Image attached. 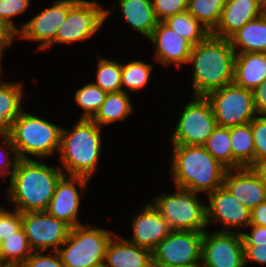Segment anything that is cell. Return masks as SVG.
<instances>
[{"label":"cell","instance_id":"8992f818","mask_svg":"<svg viewBox=\"0 0 266 267\" xmlns=\"http://www.w3.org/2000/svg\"><path fill=\"white\" fill-rule=\"evenodd\" d=\"M174 190L154 195L150 200L167 221L171 230L205 232L206 199L195 192L174 187Z\"/></svg>","mask_w":266,"mask_h":267},{"label":"cell","instance_id":"f907efd6","mask_svg":"<svg viewBox=\"0 0 266 267\" xmlns=\"http://www.w3.org/2000/svg\"><path fill=\"white\" fill-rule=\"evenodd\" d=\"M0 267H2V255H1V246H0Z\"/></svg>","mask_w":266,"mask_h":267},{"label":"cell","instance_id":"9c48e42d","mask_svg":"<svg viewBox=\"0 0 266 267\" xmlns=\"http://www.w3.org/2000/svg\"><path fill=\"white\" fill-rule=\"evenodd\" d=\"M179 111L171 145H204L218 126L210 101L205 96H192Z\"/></svg>","mask_w":266,"mask_h":267},{"label":"cell","instance_id":"ac0fdd59","mask_svg":"<svg viewBox=\"0 0 266 267\" xmlns=\"http://www.w3.org/2000/svg\"><path fill=\"white\" fill-rule=\"evenodd\" d=\"M153 45L154 55L152 56L155 64H162L163 67H175L176 70L187 66L193 45L184 37L178 35L168 28L162 21L147 39Z\"/></svg>","mask_w":266,"mask_h":267},{"label":"cell","instance_id":"8d00e7d4","mask_svg":"<svg viewBox=\"0 0 266 267\" xmlns=\"http://www.w3.org/2000/svg\"><path fill=\"white\" fill-rule=\"evenodd\" d=\"M22 228V213L0 205V243Z\"/></svg>","mask_w":266,"mask_h":267},{"label":"cell","instance_id":"d6a6232c","mask_svg":"<svg viewBox=\"0 0 266 267\" xmlns=\"http://www.w3.org/2000/svg\"><path fill=\"white\" fill-rule=\"evenodd\" d=\"M226 0H189L188 11L210 33L218 26Z\"/></svg>","mask_w":266,"mask_h":267},{"label":"cell","instance_id":"9a60e30c","mask_svg":"<svg viewBox=\"0 0 266 267\" xmlns=\"http://www.w3.org/2000/svg\"><path fill=\"white\" fill-rule=\"evenodd\" d=\"M209 230L202 240L204 267H246L241 233Z\"/></svg>","mask_w":266,"mask_h":267},{"label":"cell","instance_id":"bcb514c9","mask_svg":"<svg viewBox=\"0 0 266 267\" xmlns=\"http://www.w3.org/2000/svg\"><path fill=\"white\" fill-rule=\"evenodd\" d=\"M251 168L258 175L260 181L266 186V160L255 161Z\"/></svg>","mask_w":266,"mask_h":267},{"label":"cell","instance_id":"b9f144b4","mask_svg":"<svg viewBox=\"0 0 266 267\" xmlns=\"http://www.w3.org/2000/svg\"><path fill=\"white\" fill-rule=\"evenodd\" d=\"M246 231L241 233L243 245L266 244V226L249 225Z\"/></svg>","mask_w":266,"mask_h":267},{"label":"cell","instance_id":"4dcf8cb0","mask_svg":"<svg viewBox=\"0 0 266 267\" xmlns=\"http://www.w3.org/2000/svg\"><path fill=\"white\" fill-rule=\"evenodd\" d=\"M2 267H20L32 254L23 228L0 243Z\"/></svg>","mask_w":266,"mask_h":267},{"label":"cell","instance_id":"5b68a950","mask_svg":"<svg viewBox=\"0 0 266 267\" xmlns=\"http://www.w3.org/2000/svg\"><path fill=\"white\" fill-rule=\"evenodd\" d=\"M24 109L7 135L19 159L47 160L58 156L62 127Z\"/></svg>","mask_w":266,"mask_h":267},{"label":"cell","instance_id":"d590c367","mask_svg":"<svg viewBox=\"0 0 266 267\" xmlns=\"http://www.w3.org/2000/svg\"><path fill=\"white\" fill-rule=\"evenodd\" d=\"M0 179H6L15 170L19 160L11 138L7 134H0Z\"/></svg>","mask_w":266,"mask_h":267},{"label":"cell","instance_id":"30bf717a","mask_svg":"<svg viewBox=\"0 0 266 267\" xmlns=\"http://www.w3.org/2000/svg\"><path fill=\"white\" fill-rule=\"evenodd\" d=\"M206 98L211 103L218 126L230 128L245 125L257 116L252 90L234 82L210 92Z\"/></svg>","mask_w":266,"mask_h":267},{"label":"cell","instance_id":"c3c4849f","mask_svg":"<svg viewBox=\"0 0 266 267\" xmlns=\"http://www.w3.org/2000/svg\"><path fill=\"white\" fill-rule=\"evenodd\" d=\"M181 267H204V265L200 262L197 264H192V265H188V266H181Z\"/></svg>","mask_w":266,"mask_h":267},{"label":"cell","instance_id":"f546056e","mask_svg":"<svg viewBox=\"0 0 266 267\" xmlns=\"http://www.w3.org/2000/svg\"><path fill=\"white\" fill-rule=\"evenodd\" d=\"M97 53L96 78L92 82L107 93L122 91V61L102 57L100 53Z\"/></svg>","mask_w":266,"mask_h":267},{"label":"cell","instance_id":"3957f363","mask_svg":"<svg viewBox=\"0 0 266 267\" xmlns=\"http://www.w3.org/2000/svg\"><path fill=\"white\" fill-rule=\"evenodd\" d=\"M72 127H62L58 165L68 176H82L92 181L100 169L103 154V128L92 119L79 118Z\"/></svg>","mask_w":266,"mask_h":267},{"label":"cell","instance_id":"8fae6325","mask_svg":"<svg viewBox=\"0 0 266 267\" xmlns=\"http://www.w3.org/2000/svg\"><path fill=\"white\" fill-rule=\"evenodd\" d=\"M79 0H53L50 6L32 14V19L18 25L16 41H30L36 44L34 51L45 52L54 43L59 28L64 23L69 10ZM45 50V51H44Z\"/></svg>","mask_w":266,"mask_h":267},{"label":"cell","instance_id":"2e32d148","mask_svg":"<svg viewBox=\"0 0 266 267\" xmlns=\"http://www.w3.org/2000/svg\"><path fill=\"white\" fill-rule=\"evenodd\" d=\"M91 180L82 176L64 175L58 182L54 195L49 202L46 212L64 221L71 228L85 224L79 216L81 200L87 192ZM82 198V199H81Z\"/></svg>","mask_w":266,"mask_h":267},{"label":"cell","instance_id":"ffe728a7","mask_svg":"<svg viewBox=\"0 0 266 267\" xmlns=\"http://www.w3.org/2000/svg\"><path fill=\"white\" fill-rule=\"evenodd\" d=\"M266 8L263 0H226L213 36L230 39L245 24L260 17Z\"/></svg>","mask_w":266,"mask_h":267},{"label":"cell","instance_id":"4fadbf2b","mask_svg":"<svg viewBox=\"0 0 266 267\" xmlns=\"http://www.w3.org/2000/svg\"><path fill=\"white\" fill-rule=\"evenodd\" d=\"M205 199L208 228L219 224L220 228L215 231L242 233L250 225L251 210L240 203L224 185Z\"/></svg>","mask_w":266,"mask_h":267},{"label":"cell","instance_id":"7dc6e473","mask_svg":"<svg viewBox=\"0 0 266 267\" xmlns=\"http://www.w3.org/2000/svg\"><path fill=\"white\" fill-rule=\"evenodd\" d=\"M4 55L0 52V80L4 77L5 78V76H3V71H4Z\"/></svg>","mask_w":266,"mask_h":267},{"label":"cell","instance_id":"d6986e66","mask_svg":"<svg viewBox=\"0 0 266 267\" xmlns=\"http://www.w3.org/2000/svg\"><path fill=\"white\" fill-rule=\"evenodd\" d=\"M223 185L249 210L266 201V186L251 167L227 169Z\"/></svg>","mask_w":266,"mask_h":267},{"label":"cell","instance_id":"f35d334b","mask_svg":"<svg viewBox=\"0 0 266 267\" xmlns=\"http://www.w3.org/2000/svg\"><path fill=\"white\" fill-rule=\"evenodd\" d=\"M20 267H65L57 251H34Z\"/></svg>","mask_w":266,"mask_h":267},{"label":"cell","instance_id":"f6af8a7d","mask_svg":"<svg viewBox=\"0 0 266 267\" xmlns=\"http://www.w3.org/2000/svg\"><path fill=\"white\" fill-rule=\"evenodd\" d=\"M250 225L266 226V201L251 210Z\"/></svg>","mask_w":266,"mask_h":267},{"label":"cell","instance_id":"74e56055","mask_svg":"<svg viewBox=\"0 0 266 267\" xmlns=\"http://www.w3.org/2000/svg\"><path fill=\"white\" fill-rule=\"evenodd\" d=\"M255 146V161L266 160V115H257L251 121Z\"/></svg>","mask_w":266,"mask_h":267},{"label":"cell","instance_id":"cb8c5ba5","mask_svg":"<svg viewBox=\"0 0 266 267\" xmlns=\"http://www.w3.org/2000/svg\"><path fill=\"white\" fill-rule=\"evenodd\" d=\"M266 79V53H235L234 83L254 90Z\"/></svg>","mask_w":266,"mask_h":267},{"label":"cell","instance_id":"ee69618b","mask_svg":"<svg viewBox=\"0 0 266 267\" xmlns=\"http://www.w3.org/2000/svg\"><path fill=\"white\" fill-rule=\"evenodd\" d=\"M14 41L16 42V34L0 20V52L5 55L4 52L12 47Z\"/></svg>","mask_w":266,"mask_h":267},{"label":"cell","instance_id":"52a82bcc","mask_svg":"<svg viewBox=\"0 0 266 267\" xmlns=\"http://www.w3.org/2000/svg\"><path fill=\"white\" fill-rule=\"evenodd\" d=\"M97 225L71 228L66 242L57 250L65 267H90L105 260L110 239L116 233Z\"/></svg>","mask_w":266,"mask_h":267},{"label":"cell","instance_id":"4316f807","mask_svg":"<svg viewBox=\"0 0 266 267\" xmlns=\"http://www.w3.org/2000/svg\"><path fill=\"white\" fill-rule=\"evenodd\" d=\"M231 147L234 157V169L251 167L255 162V146L251 122L230 127Z\"/></svg>","mask_w":266,"mask_h":267},{"label":"cell","instance_id":"e575fe53","mask_svg":"<svg viewBox=\"0 0 266 267\" xmlns=\"http://www.w3.org/2000/svg\"><path fill=\"white\" fill-rule=\"evenodd\" d=\"M33 0H0V20L14 33H18L15 17L25 14Z\"/></svg>","mask_w":266,"mask_h":267},{"label":"cell","instance_id":"1f68e13d","mask_svg":"<svg viewBox=\"0 0 266 267\" xmlns=\"http://www.w3.org/2000/svg\"><path fill=\"white\" fill-rule=\"evenodd\" d=\"M203 146L227 169H234V157L229 127L217 126Z\"/></svg>","mask_w":266,"mask_h":267},{"label":"cell","instance_id":"60d3db41","mask_svg":"<svg viewBox=\"0 0 266 267\" xmlns=\"http://www.w3.org/2000/svg\"><path fill=\"white\" fill-rule=\"evenodd\" d=\"M245 266L249 264L266 265V244L243 245Z\"/></svg>","mask_w":266,"mask_h":267},{"label":"cell","instance_id":"836d02e7","mask_svg":"<svg viewBox=\"0 0 266 267\" xmlns=\"http://www.w3.org/2000/svg\"><path fill=\"white\" fill-rule=\"evenodd\" d=\"M106 95L107 92L92 81L79 87L73 94L75 105L78 106L79 110H82L79 118L92 119L99 111Z\"/></svg>","mask_w":266,"mask_h":267},{"label":"cell","instance_id":"277c9868","mask_svg":"<svg viewBox=\"0 0 266 267\" xmlns=\"http://www.w3.org/2000/svg\"><path fill=\"white\" fill-rule=\"evenodd\" d=\"M170 177L173 187L204 193L205 196L223 185L227 168L202 145H170Z\"/></svg>","mask_w":266,"mask_h":267},{"label":"cell","instance_id":"ba28073f","mask_svg":"<svg viewBox=\"0 0 266 267\" xmlns=\"http://www.w3.org/2000/svg\"><path fill=\"white\" fill-rule=\"evenodd\" d=\"M112 8L101 5L99 0H79L68 12L58 30L54 43L48 48L61 45H76L93 38L111 17Z\"/></svg>","mask_w":266,"mask_h":267},{"label":"cell","instance_id":"5bb4252c","mask_svg":"<svg viewBox=\"0 0 266 267\" xmlns=\"http://www.w3.org/2000/svg\"><path fill=\"white\" fill-rule=\"evenodd\" d=\"M22 228L33 252L57 251L71 230L67 223L46 211L22 213Z\"/></svg>","mask_w":266,"mask_h":267},{"label":"cell","instance_id":"7bdbcfd3","mask_svg":"<svg viewBox=\"0 0 266 267\" xmlns=\"http://www.w3.org/2000/svg\"><path fill=\"white\" fill-rule=\"evenodd\" d=\"M252 92L257 115H266V79Z\"/></svg>","mask_w":266,"mask_h":267},{"label":"cell","instance_id":"603a6c76","mask_svg":"<svg viewBox=\"0 0 266 267\" xmlns=\"http://www.w3.org/2000/svg\"><path fill=\"white\" fill-rule=\"evenodd\" d=\"M25 90L21 80H0V134H7L14 120L24 110Z\"/></svg>","mask_w":266,"mask_h":267},{"label":"cell","instance_id":"f1b7e54d","mask_svg":"<svg viewBox=\"0 0 266 267\" xmlns=\"http://www.w3.org/2000/svg\"><path fill=\"white\" fill-rule=\"evenodd\" d=\"M162 22L178 35L188 40L193 46L211 34L188 10L169 16Z\"/></svg>","mask_w":266,"mask_h":267},{"label":"cell","instance_id":"d4e9b609","mask_svg":"<svg viewBox=\"0 0 266 267\" xmlns=\"http://www.w3.org/2000/svg\"><path fill=\"white\" fill-rule=\"evenodd\" d=\"M131 94L127 92L107 93L103 104L92 120L104 129L105 126H112L114 123L125 122L130 115H134L136 104L130 98Z\"/></svg>","mask_w":266,"mask_h":267},{"label":"cell","instance_id":"6da1fadb","mask_svg":"<svg viewBox=\"0 0 266 267\" xmlns=\"http://www.w3.org/2000/svg\"><path fill=\"white\" fill-rule=\"evenodd\" d=\"M53 165L44 160L19 159L3 192L8 206L12 204L21 213L46 211L65 175L59 166Z\"/></svg>","mask_w":266,"mask_h":267},{"label":"cell","instance_id":"44dd1931","mask_svg":"<svg viewBox=\"0 0 266 267\" xmlns=\"http://www.w3.org/2000/svg\"><path fill=\"white\" fill-rule=\"evenodd\" d=\"M104 263L107 267H153L152 252L116 231L107 246Z\"/></svg>","mask_w":266,"mask_h":267},{"label":"cell","instance_id":"484cf974","mask_svg":"<svg viewBox=\"0 0 266 267\" xmlns=\"http://www.w3.org/2000/svg\"><path fill=\"white\" fill-rule=\"evenodd\" d=\"M229 40L235 53H266V12L245 24Z\"/></svg>","mask_w":266,"mask_h":267},{"label":"cell","instance_id":"e0dca14e","mask_svg":"<svg viewBox=\"0 0 266 267\" xmlns=\"http://www.w3.org/2000/svg\"><path fill=\"white\" fill-rule=\"evenodd\" d=\"M141 206V207H140ZM138 206L130 224V237L126 240L151 252L172 231L159 210L151 201Z\"/></svg>","mask_w":266,"mask_h":267},{"label":"cell","instance_id":"7402d4cb","mask_svg":"<svg viewBox=\"0 0 266 267\" xmlns=\"http://www.w3.org/2000/svg\"><path fill=\"white\" fill-rule=\"evenodd\" d=\"M116 3V4H115ZM112 4L113 9L118 8L124 24L135 33L148 39L159 20L156 18L152 0H117Z\"/></svg>","mask_w":266,"mask_h":267},{"label":"cell","instance_id":"7a4b0ae2","mask_svg":"<svg viewBox=\"0 0 266 267\" xmlns=\"http://www.w3.org/2000/svg\"><path fill=\"white\" fill-rule=\"evenodd\" d=\"M235 51L229 39L210 34L193 46L188 64L192 96H207L234 81Z\"/></svg>","mask_w":266,"mask_h":267},{"label":"cell","instance_id":"681fc988","mask_svg":"<svg viewBox=\"0 0 266 267\" xmlns=\"http://www.w3.org/2000/svg\"><path fill=\"white\" fill-rule=\"evenodd\" d=\"M90 267H107V266L103 262V263H100V264H97V265H94V266H90Z\"/></svg>","mask_w":266,"mask_h":267},{"label":"cell","instance_id":"7c38bea8","mask_svg":"<svg viewBox=\"0 0 266 267\" xmlns=\"http://www.w3.org/2000/svg\"><path fill=\"white\" fill-rule=\"evenodd\" d=\"M203 234L172 230L152 251L153 267H181L200 263Z\"/></svg>","mask_w":266,"mask_h":267},{"label":"cell","instance_id":"ab89813d","mask_svg":"<svg viewBox=\"0 0 266 267\" xmlns=\"http://www.w3.org/2000/svg\"><path fill=\"white\" fill-rule=\"evenodd\" d=\"M189 0H152V6L159 21L188 10Z\"/></svg>","mask_w":266,"mask_h":267},{"label":"cell","instance_id":"83f0119b","mask_svg":"<svg viewBox=\"0 0 266 267\" xmlns=\"http://www.w3.org/2000/svg\"><path fill=\"white\" fill-rule=\"evenodd\" d=\"M155 69L153 64L140 59L129 60L127 63L122 61V91L131 95L138 94L149 85Z\"/></svg>","mask_w":266,"mask_h":267}]
</instances>
